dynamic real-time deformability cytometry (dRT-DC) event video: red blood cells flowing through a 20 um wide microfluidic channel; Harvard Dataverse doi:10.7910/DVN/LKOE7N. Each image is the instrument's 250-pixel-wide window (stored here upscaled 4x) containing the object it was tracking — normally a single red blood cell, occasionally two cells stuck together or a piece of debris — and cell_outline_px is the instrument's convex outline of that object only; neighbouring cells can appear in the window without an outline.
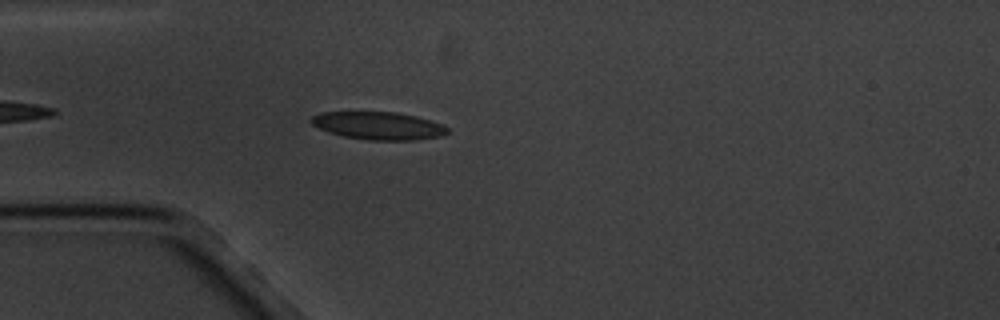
{"species": "common noctule bat (a hibernating species)", "species_latin": "Nyctalus noctula", "temperature_condition": "cold", "stored_images_in_passage": 5, "camera_frame_rate_fps": 3000, "um_per_image_px": 0.085, "animal": {"sex": "male", "body_mass_g": 20.1, "forearm_length_mm": 53.5}, "frame": {"image": 1, "passage_image": 5, "time_ms": 4.667, "image_size_px": [1000, 320], "cell_outline_px": [[448, 132], [444, 136], [412, 140], [368, 140], [344, 136], [328, 132], [312, 124], [308, 120], [312, 116], [320, 112], [396, 112], [416, 116], [444, 124], [448, 128]], "centroid_in_image_um": [32.18, 10.68], "position_along_channel_um": 52.8, "area_um2": 22.14}}